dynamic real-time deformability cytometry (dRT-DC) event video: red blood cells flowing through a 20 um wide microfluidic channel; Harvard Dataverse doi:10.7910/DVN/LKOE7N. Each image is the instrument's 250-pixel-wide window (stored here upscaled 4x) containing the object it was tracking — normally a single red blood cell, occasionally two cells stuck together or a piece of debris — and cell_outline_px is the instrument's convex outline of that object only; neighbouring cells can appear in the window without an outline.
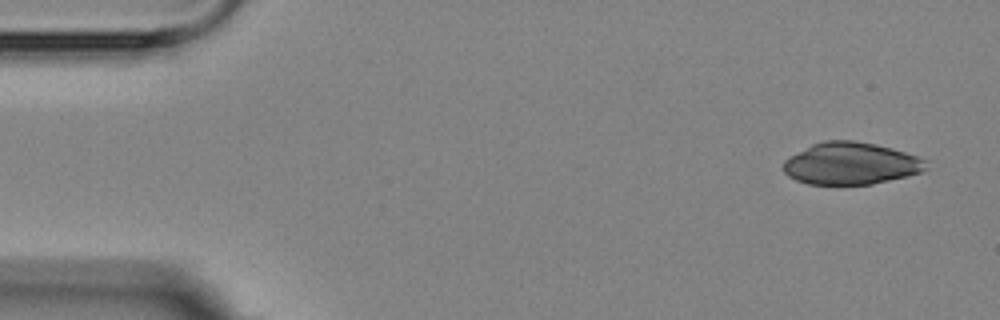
{"species": "Egyptian fruit bat (a non-hibernating species)", "species_latin": "Rousettus aegyptiacus", "temperature_condition": "room temperature", "stored_images_in_passage": 6, "camera_frame_rate_fps": 3000, "um_per_image_px": 0.085, "animal": {"sex": "female"}, "frame": {"image": 1, "passage_image": 1, "time_ms": 0.0, "image_size_px": [1000, 320], "cell_outline_px": [[928, 168], [920, 172], [908, 176], [872, 184], [808, 184], [796, 180], [788, 176], [784, 172], [784, 160], [812, 144], [824, 140], [856, 140], [876, 144], [892, 148], [928, 160]], "centroid_in_image_um": [72.35, 13.89], "position_along_channel_um": 12.7, "area_um2": 35.03}}